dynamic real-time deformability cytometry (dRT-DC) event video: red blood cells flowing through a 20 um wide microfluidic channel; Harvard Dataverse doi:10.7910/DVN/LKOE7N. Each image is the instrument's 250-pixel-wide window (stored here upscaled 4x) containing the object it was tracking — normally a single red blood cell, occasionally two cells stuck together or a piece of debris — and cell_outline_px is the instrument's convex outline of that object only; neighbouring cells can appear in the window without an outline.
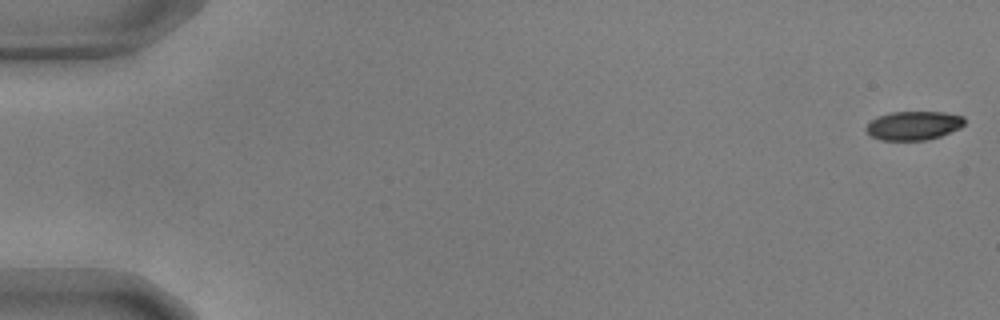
{"species": "common noctule bat (a hibernating species)", "species_latin": "Nyctalus noctula", "temperature_condition": "warm", "stored_images_in_passage": 18, "camera_frame_rate_fps": 3000, "um_per_image_px": 0.085, "animal": {"sex": "male", "body_mass_g": 17.9, "forearm_length_mm": 54.2}, "frame": {"image": 1, "passage_image": 1, "time_ms": 0.0, "image_size_px": [1000, 320], "cell_outline_px": [[964, 124], [960, 128], [940, 136], [928, 140], [880, 140], [872, 136], [864, 128], [876, 116], [892, 112], [944, 112], [964, 116]], "centroid_in_image_um": [77.66, 10.67], "position_along_channel_um": 7.3, "area_um2": 16.53}}
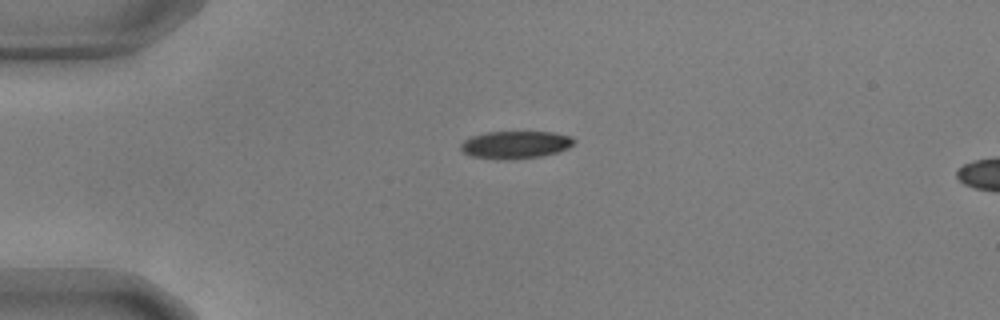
{"frame": {"image": 2, "passage_image": 14, "time_ms": 4.333, "image_size_px": [1000, 320], "cell_outline_px": [[576, 140], [568, 148], [556, 152], [540, 156], [472, 156], [464, 152], [460, 148], [460, 144], [464, 140], [472, 136], [484, 132], [552, 132], [572, 136]], "centroid_in_image_um": [43.85, 12.23], "position_along_channel_um": 41.1, "area_um2": 17.11}}